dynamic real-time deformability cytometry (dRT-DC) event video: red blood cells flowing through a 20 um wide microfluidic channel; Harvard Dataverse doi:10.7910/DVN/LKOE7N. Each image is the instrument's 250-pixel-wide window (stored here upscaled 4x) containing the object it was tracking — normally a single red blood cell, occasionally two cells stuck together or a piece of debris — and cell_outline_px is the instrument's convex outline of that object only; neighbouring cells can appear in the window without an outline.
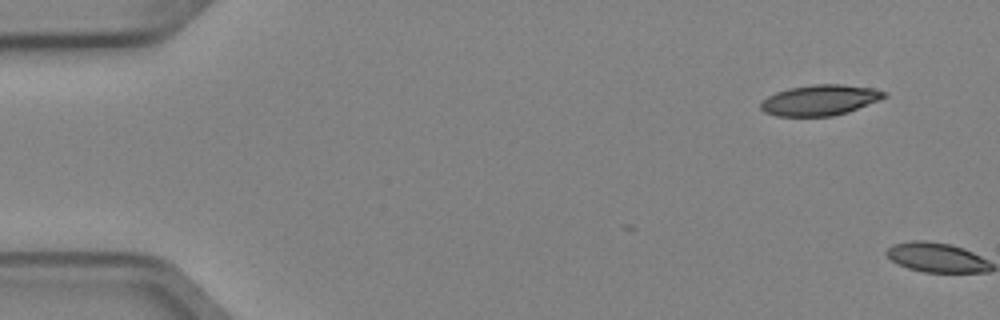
{"species": "Egyptian fruit bat (a non-hibernating species)", "species_latin": "Rousettus aegyptiacus", "temperature_condition": "cold", "stored_images_in_passage": 2, "camera_frame_rate_fps": 3000, "um_per_image_px": 0.085, "animal": {"sex": "female"}, "frame": {"image": 1, "passage_image": 1, "time_ms": 0.0, "image_size_px": [1000, 320], "cell_outline_px": [[888, 96], [880, 100], [848, 112], [832, 116], [776, 116], [764, 112], [760, 108], [760, 104], [768, 96], [776, 92], [788, 88], [812, 84], [840, 84], [872, 88], [884, 92]], "centroid_in_image_um": [69.68, 8.51], "position_along_channel_um": 15.3, "area_um2": 22.02}}